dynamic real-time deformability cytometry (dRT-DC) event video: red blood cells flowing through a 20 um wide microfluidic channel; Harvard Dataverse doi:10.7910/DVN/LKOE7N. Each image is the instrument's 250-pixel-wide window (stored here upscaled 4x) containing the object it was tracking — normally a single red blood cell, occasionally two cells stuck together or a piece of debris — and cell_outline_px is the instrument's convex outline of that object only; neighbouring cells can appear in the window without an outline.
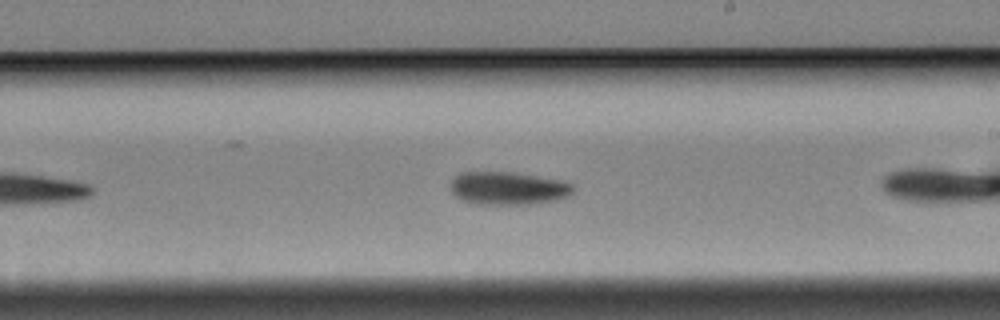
{"species": "Egyptian fruit bat (a non-hibernating species)", "species_latin": "Rousettus aegyptiacus", "temperature_condition": "cold", "stored_images_in_passage": 26, "camera_frame_rate_fps": 3000, "um_per_image_px": 0.085, "animal": {"sex": "female"}, "frame": {"image": 1, "passage_image": 18, "time_ms": 5.667, "image_size_px": [1000, 320], "cell_outline_px": [[572, 192], [568, 196], [556, 200], [528, 204], [476, 204], [460, 200], [452, 192], [452, 180], [460, 172], [512, 172], [560, 180], [572, 184]], "centroid_in_image_um": [43.16, 16.0], "position_along_channel_um": 245.8, "area_um2": 23.35}}